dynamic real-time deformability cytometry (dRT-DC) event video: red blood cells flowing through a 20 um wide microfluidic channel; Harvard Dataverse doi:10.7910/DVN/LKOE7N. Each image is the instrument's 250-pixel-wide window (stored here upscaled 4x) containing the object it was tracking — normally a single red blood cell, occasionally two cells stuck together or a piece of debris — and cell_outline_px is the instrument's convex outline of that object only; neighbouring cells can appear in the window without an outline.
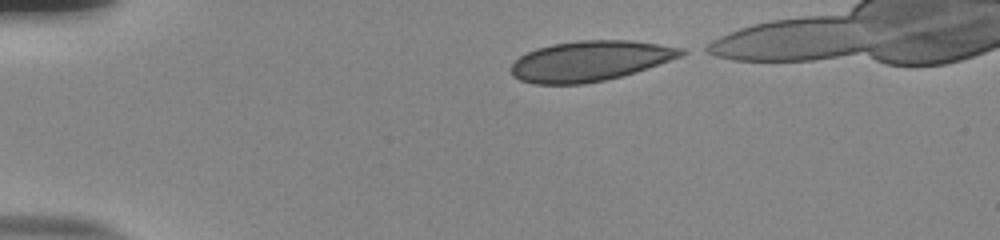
{"species": "human", "species_latin": "Homo sapiens", "temperature_condition": "room temperature", "stored_images_in_passage": 39, "camera_frame_rate_fps": 3000, "um_per_image_px": 0.085, "donor": {"sex": "male"}, "frame": {"image": 1, "passage_image": 1, "time_ms": 0.0, "image_size_px": [1000, 240], "cell_outline_px": [[688, 52], [680, 56], [636, 72], [604, 80], [584, 84], [532, 84], [520, 80], [512, 76], [508, 68], [520, 56], [536, 48], [552, 44], [576, 40], [632, 40], [660, 44], [684, 48]], "centroid_in_image_um": [50.11, 5.18], "position_along_channel_um": 34.9, "area_um2": 40.06}}
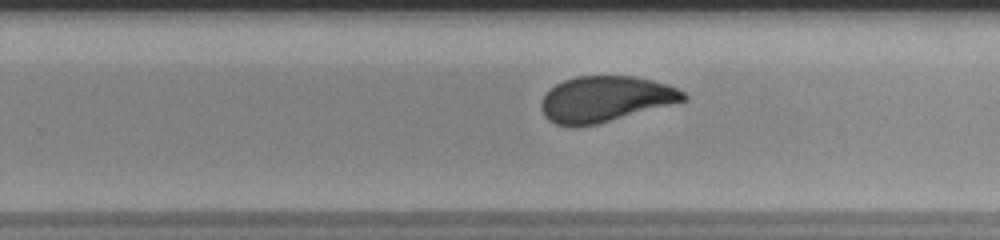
{"frame": {"image": 2, "passage_image": 25, "time_ms": 8.0, "image_size_px": [1000, 240], "cell_outline_px": [[688, 100], [596, 124], [576, 128], [572, 128], [556, 124], [548, 120], [544, 116], [540, 108], [540, 104], [544, 96], [556, 84], [564, 80], [576, 76], [632, 76], [652, 80], [668, 84], [684, 92], [688, 96]], "centroid_in_image_um": [51.44, 8.43], "position_along_channel_um": 278.4, "area_um2": 38.03}}
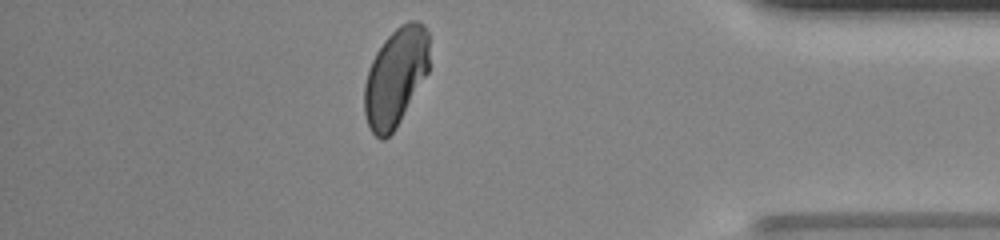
{"frame": {"image": 3, "passage_image": 37, "time_ms": 12.0, "image_size_px": [1000, 240], "cell_outline_px": [[428, 72], [396, 128], [384, 140], [380, 140], [372, 132], [368, 124], [364, 112], [364, 84], [372, 60], [376, 52], [384, 40], [400, 24], [408, 20], [416, 20], [424, 24], [428, 32]], "centroid_in_image_um": [33.62, 6.53], "position_along_channel_um": 401.6, "area_um2": 37.11}}